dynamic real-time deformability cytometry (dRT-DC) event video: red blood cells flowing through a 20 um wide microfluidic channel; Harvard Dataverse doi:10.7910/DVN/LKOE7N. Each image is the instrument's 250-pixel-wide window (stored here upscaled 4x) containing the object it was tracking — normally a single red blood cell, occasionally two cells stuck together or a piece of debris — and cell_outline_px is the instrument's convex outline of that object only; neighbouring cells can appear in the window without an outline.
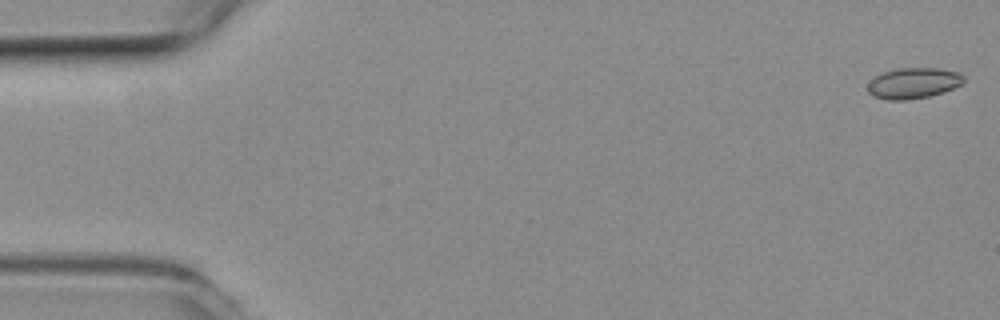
{"species": "common noctule bat (a hibernating species)", "species_latin": "Nyctalus noctula", "temperature_condition": "room temperature", "stored_images_in_passage": 54, "camera_frame_rate_fps": 3000, "um_per_image_px": 0.085, "animal": {"sex": "female", "body_mass_g": 19.3, "forearm_length_mm": 54.1}, "frame": {"image": 1, "passage_image": 1, "time_ms": 0.0, "image_size_px": [1000, 320], "cell_outline_px": [[964, 80], [960, 84], [944, 92], [928, 96], [908, 100], [888, 100], [872, 96], [868, 92], [868, 84], [876, 76], [884, 72], [896, 68], [940, 68], [956, 72], [964, 76]], "centroid_in_image_um": [77.61, 7.07], "position_along_channel_um": 7.4, "area_um2": 17.11}}
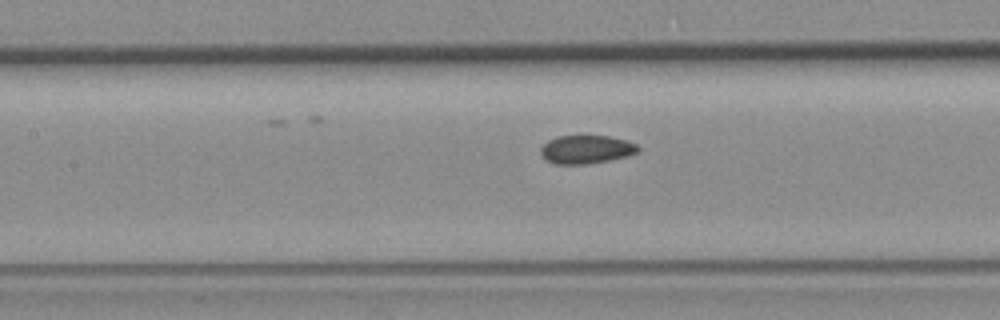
{"frame": {"image": 2, "passage_image": 24, "time_ms": 7.667, "image_size_px": [1000, 320], "cell_outline_px": [[640, 148], [636, 152], [628, 156], [608, 160], [584, 164], [556, 164], [548, 160], [540, 152], [540, 148], [548, 140], [560, 136], [584, 132], [608, 136], [628, 140], [636, 144]], "centroid_in_image_um": [49.84, 12.64], "position_along_channel_um": 157.6, "area_um2": 16.59}}
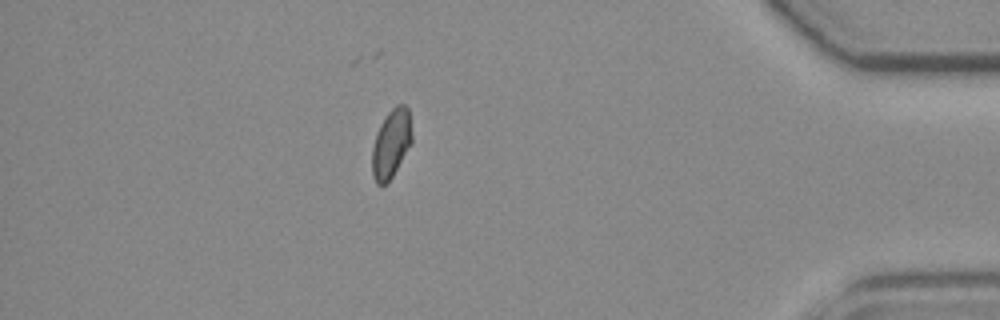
{"frame": {"image": 3, "passage_image": 47, "time_ms": 15.333, "image_size_px": [1000, 320], "cell_outline_px": [[412, 144], [392, 176], [384, 184], [376, 184], [372, 176], [372, 148], [376, 132], [380, 124], [388, 112], [396, 104], [404, 104], [408, 108], [412, 136]], "centroid_in_image_um": [33.24, 12.19], "position_along_channel_um": 402.0, "area_um2": 15.95}, "authors_computed_cell_mechanics": {"area_um2": 16.473, "velocity_mm_per_s": 3.8032, "shape_relaxation_time_tau1_ms": null, "shape_relaxation_time_tau2_ms": 3.1647, "deformation_change_tau1": null, "deformation_change_tau2": 0.0604}}